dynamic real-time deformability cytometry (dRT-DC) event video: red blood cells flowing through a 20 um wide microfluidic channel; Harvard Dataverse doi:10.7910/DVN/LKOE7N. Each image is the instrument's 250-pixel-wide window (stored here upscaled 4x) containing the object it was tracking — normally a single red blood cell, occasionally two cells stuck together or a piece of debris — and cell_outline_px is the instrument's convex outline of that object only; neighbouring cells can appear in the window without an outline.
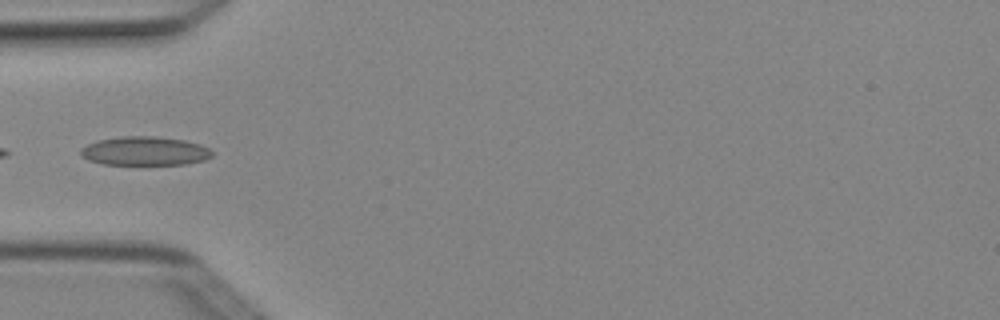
{"species": "Egyptian fruit bat (a non-hibernating species)", "species_latin": "Rousettus aegyptiacus", "temperature_condition": "cold", "stored_images_in_passage": 4, "camera_frame_rate_fps": 3000, "um_per_image_px": 0.085, "animal": {"sex": "female"}, "frame": {"image": 1, "passage_image": 3, "time_ms": 0.667, "image_size_px": [1000, 320], "cell_outline_px": [[212, 156], [204, 160], [188, 164], [100, 164], [88, 160], [80, 156], [80, 148], [96, 140], [120, 136], [152, 136], [184, 140], [200, 144], [208, 148], [212, 152]], "centroid_in_image_um": [12.26, 12.83], "position_along_channel_um": 72.7, "area_um2": 22.2}}
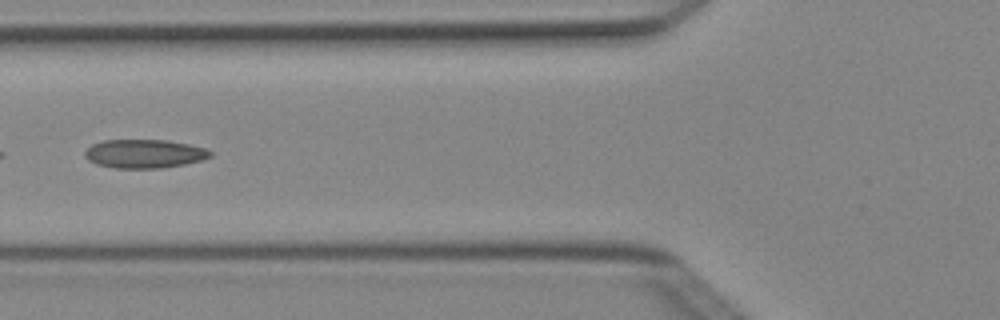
{"frame": {"image": 2, "passage_image": 4, "time_ms": 1.0, "image_size_px": [1000, 320], "cell_outline_px": [[212, 156], [200, 160], [184, 164], [160, 168], [116, 168], [96, 164], [88, 160], [84, 156], [84, 152], [92, 144], [104, 140], [164, 140], [188, 144], [204, 148], [212, 152]], "centroid_in_image_um": [12.24, 13.07], "position_along_channel_um": 113.6, "area_um2": 20.81}}